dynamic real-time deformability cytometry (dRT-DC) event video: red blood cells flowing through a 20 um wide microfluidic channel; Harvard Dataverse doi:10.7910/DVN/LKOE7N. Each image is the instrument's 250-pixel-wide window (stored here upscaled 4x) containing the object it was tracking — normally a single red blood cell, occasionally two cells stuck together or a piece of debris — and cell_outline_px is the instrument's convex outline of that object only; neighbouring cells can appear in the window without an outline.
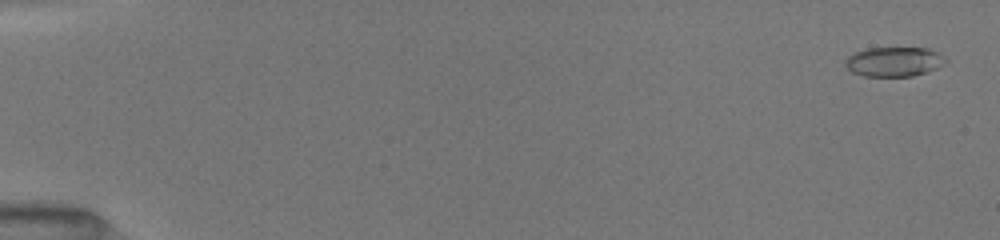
{"species": "common noctule bat (a hibernating species)", "species_latin": "Nyctalus noctula", "temperature_condition": "room temperature", "stored_images_in_passage": 52, "camera_frame_rate_fps": 3000, "um_per_image_px": 0.085, "animal": {"sex": "female", "body_mass_g": 19.5, "forearm_length_mm": 54.1}, "frame": {"image": 1, "passage_image": 2, "time_ms": 0.333, "image_size_px": [1000, 240], "cell_outline_px": [[948, 60], [936, 68], [928, 72], [912, 76], [864, 76], [852, 72], [844, 64], [844, 60], [848, 56], [856, 52], [868, 48], [928, 48], [936, 52]], "centroid_in_image_um": [75.97, 5.25], "position_along_channel_um": 9.0, "area_um2": 17.17}}
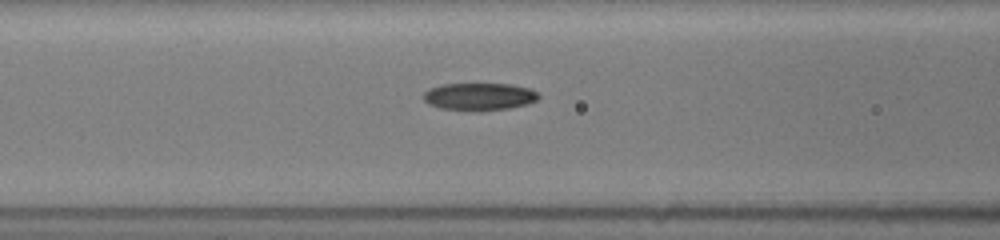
{"frame": {"image": 2, "passage_image": 23, "time_ms": 7.333, "image_size_px": [1000, 240], "cell_outline_px": [[540, 96], [536, 100], [528, 104], [508, 108], [480, 112], [440, 108], [428, 104], [424, 100], [424, 92], [428, 88], [440, 84], [512, 84], [528, 88], [536, 92]], "centroid_in_image_um": [40.71, 8.22], "position_along_channel_um": 125.9, "area_um2": 18.61}}
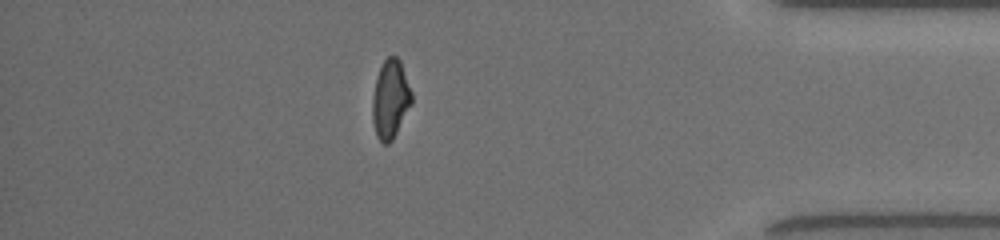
{"frame": {"image": 3, "passage_image": 46, "time_ms": 15.0, "image_size_px": [1000, 240], "cell_outline_px": [[412, 104], [392, 140], [388, 144], [384, 144], [376, 136], [372, 120], [372, 96], [376, 76], [384, 60], [388, 56], [396, 56], [400, 60], [412, 92]], "centroid_in_image_um": [33.17, 8.43], "position_along_channel_um": 402.0, "area_um2": 18.09}, "authors_computed_cell_mechanics": {"area_um2": 18.0625, "velocity_mm_per_s": 4.0178, "shape_relaxation_time_tau1_ms": 8.0581, "shape_relaxation_time_tau2_ms": 2.9159, "deformation_change_tau1": 0.2204, "deformation_change_tau2": 0.0862}}